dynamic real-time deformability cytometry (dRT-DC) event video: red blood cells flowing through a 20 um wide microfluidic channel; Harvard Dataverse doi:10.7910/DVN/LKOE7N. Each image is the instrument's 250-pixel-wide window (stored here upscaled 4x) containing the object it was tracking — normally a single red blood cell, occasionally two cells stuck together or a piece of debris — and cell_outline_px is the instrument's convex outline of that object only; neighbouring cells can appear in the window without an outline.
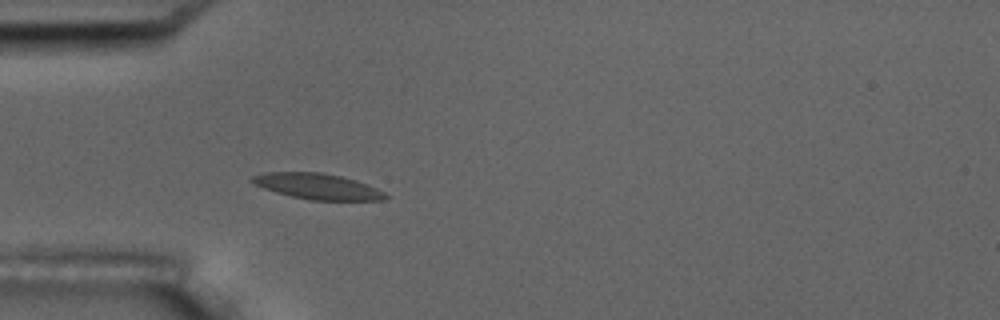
{"species": "common noctule bat (a hibernating species)", "species_latin": "Nyctalus noctula", "temperature_condition": "room temperature", "stored_images_in_passage": 3, "camera_frame_rate_fps": 3000, "um_per_image_px": 0.085, "animal": {"sex": "male", "body_mass_g": 17.5, "forearm_length_mm": 52.3}, "frame": {"image": 1, "passage_image": 3, "time_ms": 2.0, "image_size_px": [1000, 320], "cell_outline_px": [[388, 196], [384, 200], [312, 200], [292, 196], [276, 192], [264, 188], [248, 180], [252, 176], [264, 172], [320, 172], [340, 176], [356, 180], [368, 184], [384, 192]], "centroid_in_image_um": [26.99, 15.83], "position_along_channel_um": 58.0, "area_um2": 19.88}}